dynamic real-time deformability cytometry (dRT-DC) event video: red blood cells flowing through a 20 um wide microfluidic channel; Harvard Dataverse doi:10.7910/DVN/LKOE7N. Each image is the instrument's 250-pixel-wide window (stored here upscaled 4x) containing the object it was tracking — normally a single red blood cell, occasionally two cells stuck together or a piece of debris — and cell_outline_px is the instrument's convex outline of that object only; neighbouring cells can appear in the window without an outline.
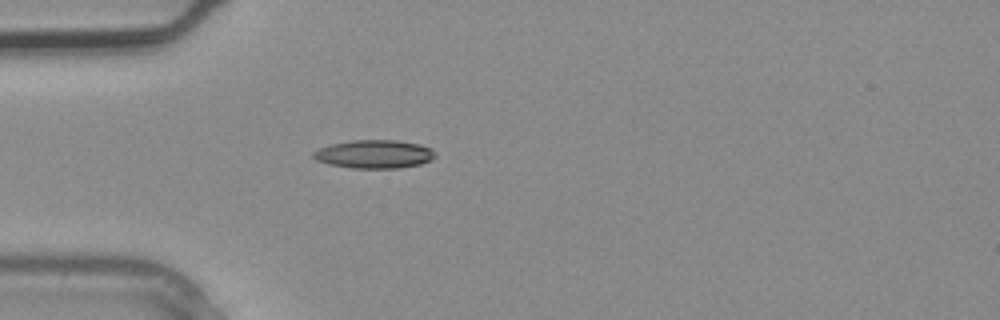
{"species": "common noctule bat (a hibernating species)", "species_latin": "Nyctalus noctula", "temperature_condition": "warm", "stored_images_in_passage": 2, "camera_frame_rate_fps": 3000, "um_per_image_px": 0.085, "animal": {"sex": "male", "body_mass_g": 20.4}, "frame": {"image": 1, "passage_image": 2, "time_ms": 0.333, "image_size_px": [1000, 320], "cell_outline_px": [[436, 156], [432, 160], [420, 164], [400, 168], [352, 168], [328, 164], [316, 160], [312, 156], [312, 152], [320, 148], [332, 144], [352, 140], [396, 140], [420, 144], [432, 148]], "centroid_in_image_um": [31.83, 13.1], "position_along_channel_um": 53.2, "area_um2": 20.23}}